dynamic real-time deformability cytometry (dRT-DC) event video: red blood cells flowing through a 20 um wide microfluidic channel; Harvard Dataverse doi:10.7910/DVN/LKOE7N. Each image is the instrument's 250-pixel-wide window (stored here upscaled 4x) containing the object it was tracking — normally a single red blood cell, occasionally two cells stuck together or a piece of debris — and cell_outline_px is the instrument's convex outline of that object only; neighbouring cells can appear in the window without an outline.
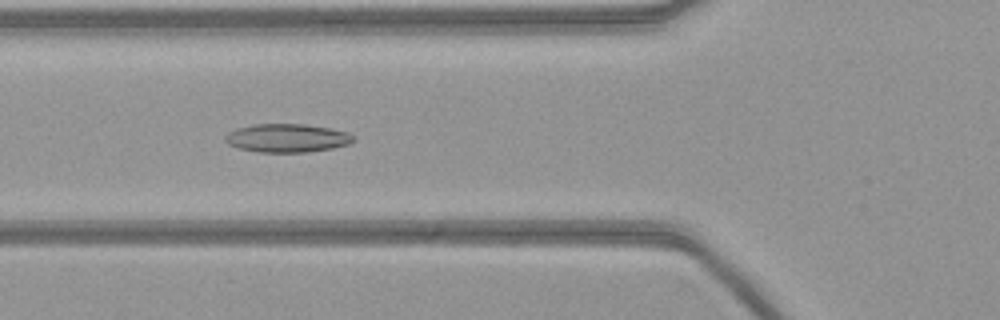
{"species": "common noctule bat (a hibernating species)", "species_latin": "Nyctalus noctula", "temperature_condition": "warm", "stored_images_in_passage": 54, "camera_frame_rate_fps": 3000, "um_per_image_px": 0.085, "animal": {"sex": "female", "body_mass_g": 21.9}, "frame": {"image": 1, "passage_image": 19, "time_ms": 6.0, "image_size_px": [1000, 320], "cell_outline_px": [[356, 140], [348, 144], [332, 148], [308, 152], [256, 152], [240, 148], [228, 144], [224, 140], [224, 136], [228, 132], [236, 128], [252, 124], [304, 124], [332, 128], [348, 132]], "centroid_in_image_um": [24.39, 11.73], "position_along_channel_um": 101.4, "area_um2": 21.39}}
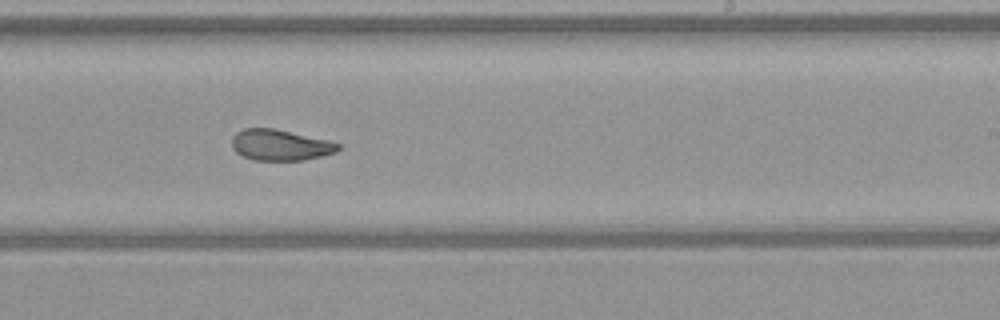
{"frame": {"image": 2, "passage_image": 32, "time_ms": 10.333, "image_size_px": [1000, 320], "cell_outline_px": [[340, 148], [336, 152], [304, 160], [256, 160], [244, 156], [236, 152], [232, 148], [232, 136], [236, 132], [244, 128], [272, 128], [328, 140], [340, 144]], "centroid_in_image_um": [23.8, 12.32], "position_along_channel_um": 265.2, "area_um2": 19.02}}
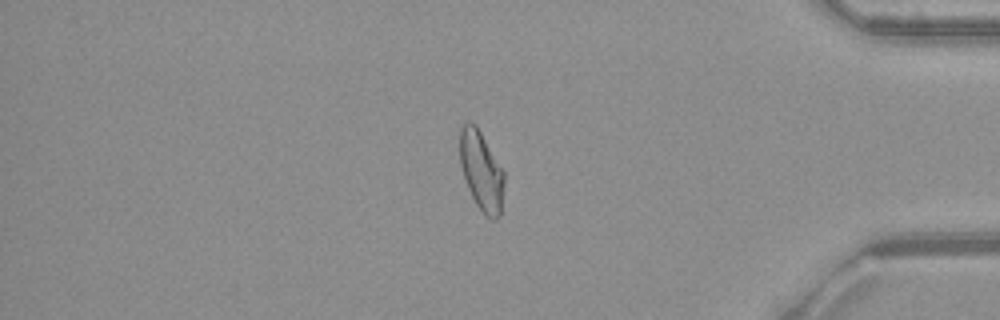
{"frame": {"image": 3, "passage_image": 45, "time_ms": 14.667, "image_size_px": [1000, 320], "cell_outline_px": [[504, 180], [500, 216], [496, 220], [492, 220], [476, 204], [464, 180], [460, 164], [460, 128], [468, 120], [476, 124], [504, 172]], "centroid_in_image_um": [40.9, 14.5], "position_along_channel_um": 394.3, "area_um2": 20.35}}